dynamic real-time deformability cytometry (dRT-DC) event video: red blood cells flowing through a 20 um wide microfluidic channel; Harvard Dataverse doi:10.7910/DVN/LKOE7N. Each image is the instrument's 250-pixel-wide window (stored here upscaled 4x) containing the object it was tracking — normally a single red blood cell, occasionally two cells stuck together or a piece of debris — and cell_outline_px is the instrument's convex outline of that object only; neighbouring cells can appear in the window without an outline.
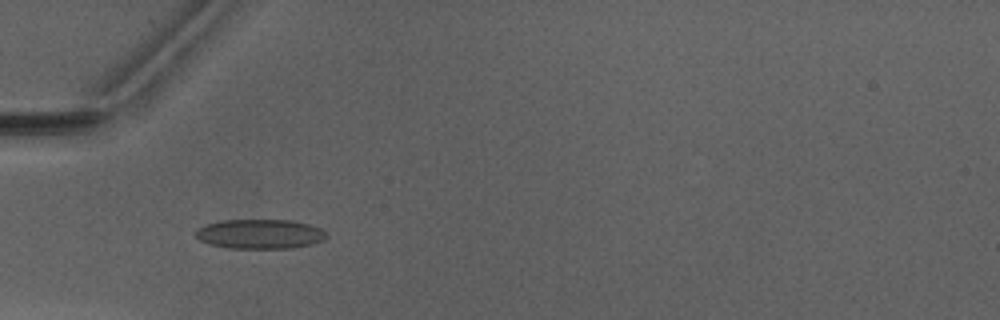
{"species": "Egyptian fruit bat (a non-hibernating species)", "species_latin": "Rousettus aegyptiacus", "temperature_condition": "warm", "stored_images_in_passage": 5, "camera_frame_rate_fps": 3000, "um_per_image_px": 0.085, "animal": {"sex": "male"}, "frame": {"image": 1, "passage_image": 4, "time_ms": 3.333, "image_size_px": [1000, 320], "cell_outline_px": [[328, 236], [324, 240], [312, 244], [292, 248], [228, 248], [208, 244], [200, 240], [196, 236], [196, 232], [200, 228], [208, 224], [224, 220], [292, 220], [308, 224], [320, 228]], "centroid_in_image_um": [22.13, 19.9], "position_along_channel_um": 62.9, "area_um2": 22.37}}
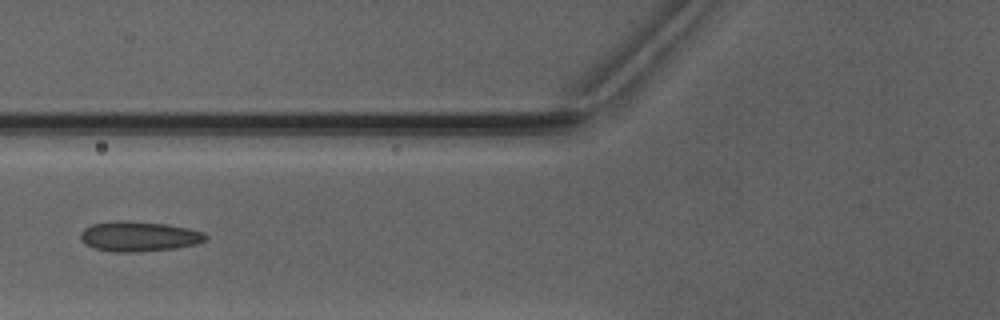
{"frame": {"image": 2, "passage_image": 5, "time_ms": 4.667, "image_size_px": [1000, 320], "cell_outline_px": [[208, 236], [204, 240], [196, 244], [176, 248], [132, 252], [112, 252], [96, 248], [88, 244], [80, 236], [80, 232], [84, 228], [92, 224], [112, 220], [128, 220], [168, 224], [188, 228], [204, 232]], "centroid_in_image_um": [11.82, 20.07], "position_along_channel_um": 114.0, "area_um2": 21.91}}